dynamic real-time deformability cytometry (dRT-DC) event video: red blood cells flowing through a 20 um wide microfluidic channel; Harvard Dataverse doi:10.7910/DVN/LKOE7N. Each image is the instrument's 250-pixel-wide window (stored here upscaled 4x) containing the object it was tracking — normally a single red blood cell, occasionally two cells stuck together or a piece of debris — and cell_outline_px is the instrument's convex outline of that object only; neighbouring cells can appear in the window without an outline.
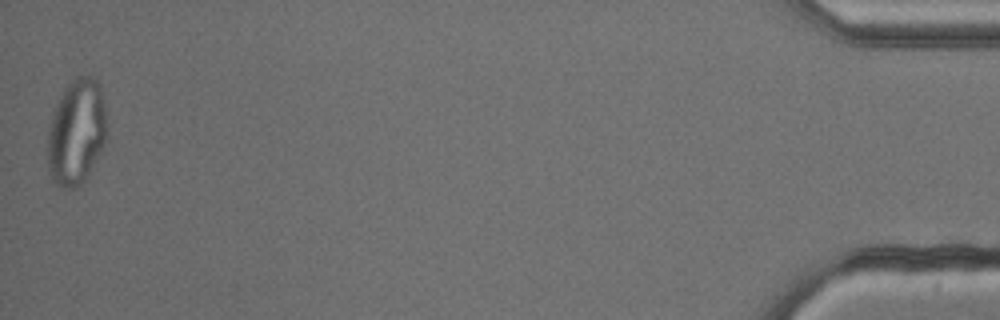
{"species": "common noctule bat (a hibernating species)", "species_latin": "Nyctalus noctula", "temperature_condition": "cold", "stored_images_in_passage": 53, "camera_frame_rate_fps": 3000, "um_per_image_px": 0.085, "animal": {"sex": "male", "body_mass_g": 13.3}, "frame": {"image": 1, "passage_image": 53, "time_ms": 17.333, "image_size_px": [1000, 320], "cell_outline_px": [[104, 140], [100, 152], [84, 180], [80, 184], [72, 188], [60, 188], [52, 180], [48, 168], [48, 132], [52, 112], [64, 88], [76, 76], [92, 76], [100, 84], [104, 100]], "centroid_in_image_um": [6.46, 11.21], "position_along_channel_um": 428.7, "area_um2": 36.01}}